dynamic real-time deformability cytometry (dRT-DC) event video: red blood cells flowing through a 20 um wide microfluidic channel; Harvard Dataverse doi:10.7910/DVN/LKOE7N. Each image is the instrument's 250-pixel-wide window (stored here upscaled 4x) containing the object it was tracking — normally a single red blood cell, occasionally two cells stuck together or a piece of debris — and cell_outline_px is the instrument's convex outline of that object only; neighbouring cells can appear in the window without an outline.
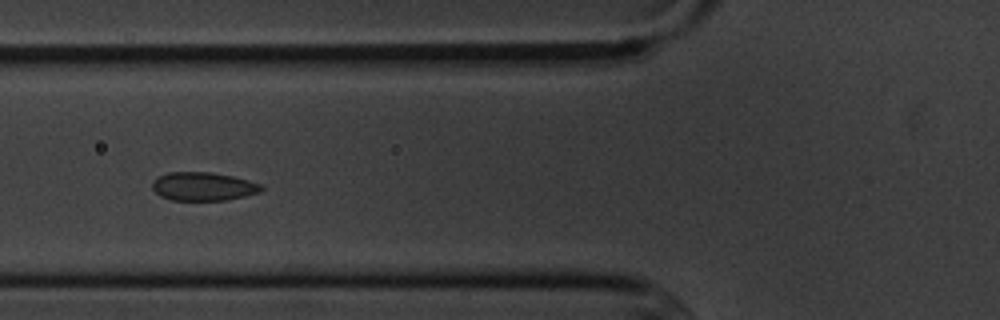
{"species": "common noctule bat (a hibernating species)", "species_latin": "Nyctalus noctula", "temperature_condition": "cold", "stored_images_in_passage": 6, "camera_frame_rate_fps": 3000, "um_per_image_px": 0.085, "animal": {"sex": "male", "body_mass_g": 20.1, "forearm_length_mm": 53.5}, "frame": {"image": 1, "passage_image": 6, "time_ms": 5.667, "image_size_px": [1000, 320], "cell_outline_px": [[264, 188], [260, 192], [244, 196], [224, 200], [172, 200], [160, 196], [152, 188], [152, 180], [168, 172], [212, 172], [232, 176], [248, 180], [260, 184]], "centroid_in_image_um": [17.26, 15.84], "position_along_channel_um": 108.5, "area_um2": 18.03}}